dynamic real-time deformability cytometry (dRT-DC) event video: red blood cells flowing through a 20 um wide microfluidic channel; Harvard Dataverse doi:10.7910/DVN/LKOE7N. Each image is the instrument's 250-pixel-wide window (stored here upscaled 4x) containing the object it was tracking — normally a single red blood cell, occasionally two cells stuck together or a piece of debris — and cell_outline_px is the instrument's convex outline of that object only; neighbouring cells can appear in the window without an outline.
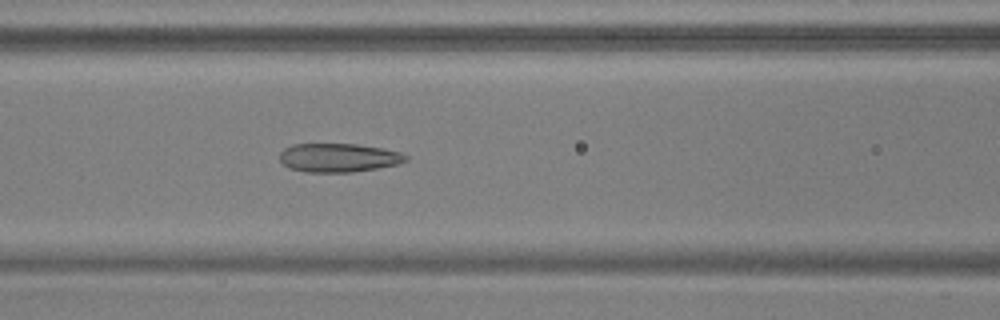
{"species": "common noctule bat (a hibernating species)", "species_latin": "Nyctalus noctula", "temperature_condition": "warm", "stored_images_in_passage": 40, "camera_frame_rate_fps": 3000, "um_per_image_px": 0.085, "animal": {"sex": "male", "body_mass_g": 17.9, "forearm_length_mm": 54.2}, "frame": {"image": 1, "passage_image": 11, "time_ms": 3.333, "image_size_px": [1000, 320], "cell_outline_px": [[408, 160], [396, 164], [376, 168], [352, 172], [304, 172], [292, 168], [284, 164], [280, 160], [280, 152], [284, 148], [292, 144], [356, 144], [380, 148], [400, 152], [408, 156]], "centroid_in_image_um": [28.76, 13.4], "position_along_channel_um": 137.8, "area_um2": 20.92}}
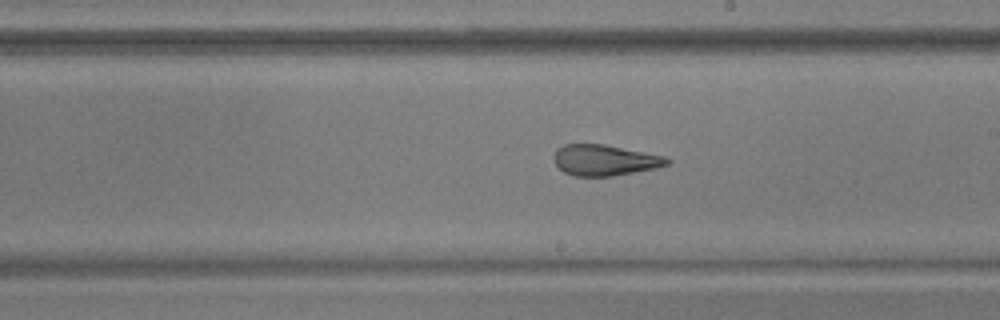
{"frame": {"image": 2, "passage_image": 19, "time_ms": 6.0, "image_size_px": [1000, 320], "cell_outline_px": [[672, 160], [668, 164], [656, 168], [612, 176], [572, 176], [564, 172], [556, 164], [552, 156], [556, 148], [564, 144], [604, 144], [664, 156]], "centroid_in_image_um": [51.37, 13.61], "position_along_channel_um": 237.6, "area_um2": 20.4}}
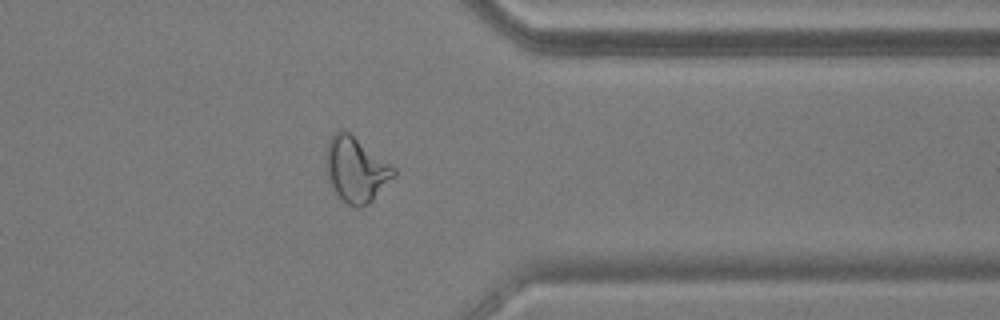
{"frame": {"image": 3, "passage_image": 31, "time_ms": 10.0, "image_size_px": [1000, 320], "cell_outline_px": [[396, 176], [368, 204], [360, 208], [352, 208], [332, 188], [328, 180], [324, 164], [328, 140], [332, 132], [340, 128], [348, 132], [396, 168]], "centroid_in_image_um": [30.23, 14.4], "position_along_channel_um": 381.2, "area_um2": 25.89}}